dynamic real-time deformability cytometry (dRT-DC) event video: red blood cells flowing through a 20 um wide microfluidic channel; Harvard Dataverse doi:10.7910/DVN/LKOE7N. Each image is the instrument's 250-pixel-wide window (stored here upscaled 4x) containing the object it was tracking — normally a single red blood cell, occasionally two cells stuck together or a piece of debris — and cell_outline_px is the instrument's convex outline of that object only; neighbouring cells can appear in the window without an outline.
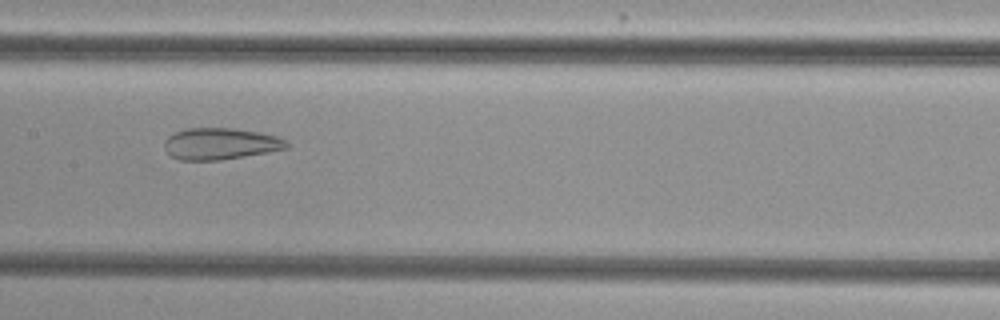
{"species": "common noctule bat (a hibernating species)", "species_latin": "Nyctalus noctula", "temperature_condition": "cold", "stored_images_in_passage": 38, "camera_frame_rate_fps": 3000, "um_per_image_px": 0.085, "animal": {"sex": "female", "body_mass_g": 29.2, "forearm_length_mm": 56.3}, "frame": {"image": 1, "passage_image": 12, "time_ms": 3.667, "image_size_px": [1000, 320], "cell_outline_px": [[288, 148], [268, 152], [220, 160], [180, 160], [172, 156], [164, 148], [164, 140], [168, 136], [184, 128], [232, 128], [260, 132], [276, 136], [284, 140], [288, 144]], "centroid_in_image_um": [18.71, 12.21], "position_along_channel_um": 188.7, "area_um2": 22.43}}
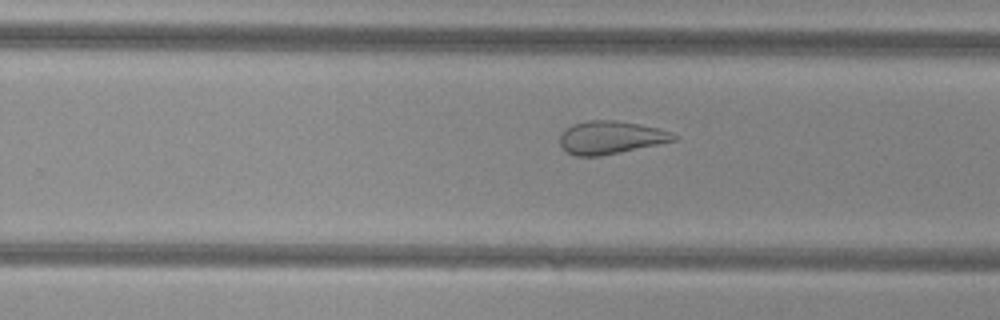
{"frame": {"image": 2, "passage_image": 19, "time_ms": 6.0, "image_size_px": [1000, 320], "cell_outline_px": [[680, 136], [676, 140], [620, 152], [600, 156], [576, 156], [568, 152], [560, 144], [560, 132], [572, 124], [588, 120], [616, 120], [640, 124], [660, 128], [672, 132]], "centroid_in_image_um": [51.92, 11.67], "position_along_channel_um": 277.9, "area_um2": 21.96}}
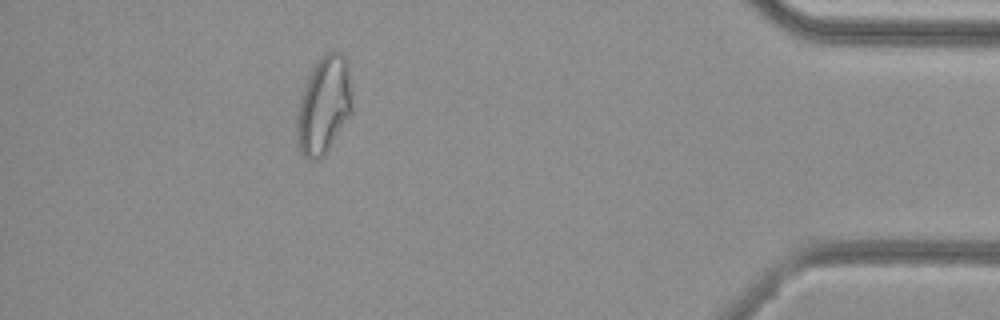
{"frame": {"image": 3, "passage_image": 33, "time_ms": 10.667, "image_size_px": [1000, 320], "cell_outline_px": [[352, 112], [324, 156], [320, 160], [308, 160], [300, 152], [296, 144], [296, 116], [300, 96], [312, 68], [320, 56], [328, 52], [340, 52], [344, 56], [348, 72], [352, 92]], "centroid_in_image_um": [27.5, 9.0], "position_along_channel_um": 407.7, "area_um2": 31.67}, "authors_computed_cell_mechanics": {"area_um2": 25.6054, "velocity_mm_per_s": 3.8279, "shape_relaxation_time_tau1_ms": null, "shape_relaxation_time_tau2_ms": 1.5522, "deformation_change_tau1": null, "deformation_change_tau2": 0.0834}}